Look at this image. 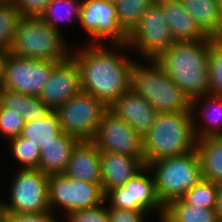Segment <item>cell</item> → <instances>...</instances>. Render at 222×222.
I'll list each match as a JSON object with an SVG mask.
<instances>
[{
  "label": "cell",
  "instance_id": "32",
  "mask_svg": "<svg viewBox=\"0 0 222 222\" xmlns=\"http://www.w3.org/2000/svg\"><path fill=\"white\" fill-rule=\"evenodd\" d=\"M209 94L222 97V39L210 48Z\"/></svg>",
  "mask_w": 222,
  "mask_h": 222
},
{
  "label": "cell",
  "instance_id": "29",
  "mask_svg": "<svg viewBox=\"0 0 222 222\" xmlns=\"http://www.w3.org/2000/svg\"><path fill=\"white\" fill-rule=\"evenodd\" d=\"M10 157L17 163L18 169L38 168L40 148L21 136L7 141ZM14 157V158H13Z\"/></svg>",
  "mask_w": 222,
  "mask_h": 222
},
{
  "label": "cell",
  "instance_id": "41",
  "mask_svg": "<svg viewBox=\"0 0 222 222\" xmlns=\"http://www.w3.org/2000/svg\"><path fill=\"white\" fill-rule=\"evenodd\" d=\"M18 0H0V4H13L16 5Z\"/></svg>",
  "mask_w": 222,
  "mask_h": 222
},
{
  "label": "cell",
  "instance_id": "2",
  "mask_svg": "<svg viewBox=\"0 0 222 222\" xmlns=\"http://www.w3.org/2000/svg\"><path fill=\"white\" fill-rule=\"evenodd\" d=\"M218 39L175 42L154 60L191 100L209 94L210 48Z\"/></svg>",
  "mask_w": 222,
  "mask_h": 222
},
{
  "label": "cell",
  "instance_id": "19",
  "mask_svg": "<svg viewBox=\"0 0 222 222\" xmlns=\"http://www.w3.org/2000/svg\"><path fill=\"white\" fill-rule=\"evenodd\" d=\"M64 175L77 181L101 184V152L92 141L78 142Z\"/></svg>",
  "mask_w": 222,
  "mask_h": 222
},
{
  "label": "cell",
  "instance_id": "14",
  "mask_svg": "<svg viewBox=\"0 0 222 222\" xmlns=\"http://www.w3.org/2000/svg\"><path fill=\"white\" fill-rule=\"evenodd\" d=\"M100 152H114L139 157L144 162L143 138L123 119L107 110L92 140Z\"/></svg>",
  "mask_w": 222,
  "mask_h": 222
},
{
  "label": "cell",
  "instance_id": "35",
  "mask_svg": "<svg viewBox=\"0 0 222 222\" xmlns=\"http://www.w3.org/2000/svg\"><path fill=\"white\" fill-rule=\"evenodd\" d=\"M149 215L146 212L109 207V222H145Z\"/></svg>",
  "mask_w": 222,
  "mask_h": 222
},
{
  "label": "cell",
  "instance_id": "18",
  "mask_svg": "<svg viewBox=\"0 0 222 222\" xmlns=\"http://www.w3.org/2000/svg\"><path fill=\"white\" fill-rule=\"evenodd\" d=\"M191 114L197 140L222 136V97L207 94L193 99Z\"/></svg>",
  "mask_w": 222,
  "mask_h": 222
},
{
  "label": "cell",
  "instance_id": "37",
  "mask_svg": "<svg viewBox=\"0 0 222 222\" xmlns=\"http://www.w3.org/2000/svg\"><path fill=\"white\" fill-rule=\"evenodd\" d=\"M51 0H18L15 7L21 16H40Z\"/></svg>",
  "mask_w": 222,
  "mask_h": 222
},
{
  "label": "cell",
  "instance_id": "9",
  "mask_svg": "<svg viewBox=\"0 0 222 222\" xmlns=\"http://www.w3.org/2000/svg\"><path fill=\"white\" fill-rule=\"evenodd\" d=\"M107 110L108 107L102 101L81 91L54 111L58 115L63 132L79 141H92Z\"/></svg>",
  "mask_w": 222,
  "mask_h": 222
},
{
  "label": "cell",
  "instance_id": "7",
  "mask_svg": "<svg viewBox=\"0 0 222 222\" xmlns=\"http://www.w3.org/2000/svg\"><path fill=\"white\" fill-rule=\"evenodd\" d=\"M9 195L2 200L6 213L37 214L51 211L48 195L49 176L37 168L17 169L13 173Z\"/></svg>",
  "mask_w": 222,
  "mask_h": 222
},
{
  "label": "cell",
  "instance_id": "10",
  "mask_svg": "<svg viewBox=\"0 0 222 222\" xmlns=\"http://www.w3.org/2000/svg\"><path fill=\"white\" fill-rule=\"evenodd\" d=\"M48 195L50 210L55 214L58 210L57 215L63 217L68 212L95 207L105 202L101 184L77 181L64 174L49 175Z\"/></svg>",
  "mask_w": 222,
  "mask_h": 222
},
{
  "label": "cell",
  "instance_id": "16",
  "mask_svg": "<svg viewBox=\"0 0 222 222\" xmlns=\"http://www.w3.org/2000/svg\"><path fill=\"white\" fill-rule=\"evenodd\" d=\"M108 110L126 121L142 138L151 130L157 115L154 107L131 89L116 98Z\"/></svg>",
  "mask_w": 222,
  "mask_h": 222
},
{
  "label": "cell",
  "instance_id": "39",
  "mask_svg": "<svg viewBox=\"0 0 222 222\" xmlns=\"http://www.w3.org/2000/svg\"><path fill=\"white\" fill-rule=\"evenodd\" d=\"M215 211L217 212L219 219H222V184H219Z\"/></svg>",
  "mask_w": 222,
  "mask_h": 222
},
{
  "label": "cell",
  "instance_id": "30",
  "mask_svg": "<svg viewBox=\"0 0 222 222\" xmlns=\"http://www.w3.org/2000/svg\"><path fill=\"white\" fill-rule=\"evenodd\" d=\"M218 190L219 184L202 178L181 199L190 206L215 209Z\"/></svg>",
  "mask_w": 222,
  "mask_h": 222
},
{
  "label": "cell",
  "instance_id": "8",
  "mask_svg": "<svg viewBox=\"0 0 222 222\" xmlns=\"http://www.w3.org/2000/svg\"><path fill=\"white\" fill-rule=\"evenodd\" d=\"M174 43L171 29L163 15V8L155 0L128 34L126 45L134 56L138 55L135 59L148 60L155 59Z\"/></svg>",
  "mask_w": 222,
  "mask_h": 222
},
{
  "label": "cell",
  "instance_id": "25",
  "mask_svg": "<svg viewBox=\"0 0 222 222\" xmlns=\"http://www.w3.org/2000/svg\"><path fill=\"white\" fill-rule=\"evenodd\" d=\"M61 132L58 115L54 110H51L46 116L36 121L25 122L20 136L41 149Z\"/></svg>",
  "mask_w": 222,
  "mask_h": 222
},
{
  "label": "cell",
  "instance_id": "4",
  "mask_svg": "<svg viewBox=\"0 0 222 222\" xmlns=\"http://www.w3.org/2000/svg\"><path fill=\"white\" fill-rule=\"evenodd\" d=\"M130 89L145 98L157 113L191 112L192 100L154 59L134 62L130 72Z\"/></svg>",
  "mask_w": 222,
  "mask_h": 222
},
{
  "label": "cell",
  "instance_id": "26",
  "mask_svg": "<svg viewBox=\"0 0 222 222\" xmlns=\"http://www.w3.org/2000/svg\"><path fill=\"white\" fill-rule=\"evenodd\" d=\"M161 222H220V219L215 209L190 206L179 198L165 206Z\"/></svg>",
  "mask_w": 222,
  "mask_h": 222
},
{
  "label": "cell",
  "instance_id": "15",
  "mask_svg": "<svg viewBox=\"0 0 222 222\" xmlns=\"http://www.w3.org/2000/svg\"><path fill=\"white\" fill-rule=\"evenodd\" d=\"M81 91L80 70L71 56L54 67L38 98L51 110H55Z\"/></svg>",
  "mask_w": 222,
  "mask_h": 222
},
{
  "label": "cell",
  "instance_id": "17",
  "mask_svg": "<svg viewBox=\"0 0 222 222\" xmlns=\"http://www.w3.org/2000/svg\"><path fill=\"white\" fill-rule=\"evenodd\" d=\"M144 167L145 163L139 157L122 153L101 152V186L104 194L124 186Z\"/></svg>",
  "mask_w": 222,
  "mask_h": 222
},
{
  "label": "cell",
  "instance_id": "11",
  "mask_svg": "<svg viewBox=\"0 0 222 222\" xmlns=\"http://www.w3.org/2000/svg\"><path fill=\"white\" fill-rule=\"evenodd\" d=\"M88 34L86 44H125L128 34L121 28L111 0H83L78 22Z\"/></svg>",
  "mask_w": 222,
  "mask_h": 222
},
{
  "label": "cell",
  "instance_id": "3",
  "mask_svg": "<svg viewBox=\"0 0 222 222\" xmlns=\"http://www.w3.org/2000/svg\"><path fill=\"white\" fill-rule=\"evenodd\" d=\"M196 143L191 112L157 113L151 130L143 137L145 166L191 152Z\"/></svg>",
  "mask_w": 222,
  "mask_h": 222
},
{
  "label": "cell",
  "instance_id": "34",
  "mask_svg": "<svg viewBox=\"0 0 222 222\" xmlns=\"http://www.w3.org/2000/svg\"><path fill=\"white\" fill-rule=\"evenodd\" d=\"M63 222H109V206L106 202L95 207L68 212Z\"/></svg>",
  "mask_w": 222,
  "mask_h": 222
},
{
  "label": "cell",
  "instance_id": "21",
  "mask_svg": "<svg viewBox=\"0 0 222 222\" xmlns=\"http://www.w3.org/2000/svg\"><path fill=\"white\" fill-rule=\"evenodd\" d=\"M79 140L65 132H61L53 141L40 149L38 168L46 175L64 174L70 154Z\"/></svg>",
  "mask_w": 222,
  "mask_h": 222
},
{
  "label": "cell",
  "instance_id": "27",
  "mask_svg": "<svg viewBox=\"0 0 222 222\" xmlns=\"http://www.w3.org/2000/svg\"><path fill=\"white\" fill-rule=\"evenodd\" d=\"M82 2L83 0H51L40 17L49 26L63 33V23L65 26L66 23L79 22Z\"/></svg>",
  "mask_w": 222,
  "mask_h": 222
},
{
  "label": "cell",
  "instance_id": "13",
  "mask_svg": "<svg viewBox=\"0 0 222 222\" xmlns=\"http://www.w3.org/2000/svg\"><path fill=\"white\" fill-rule=\"evenodd\" d=\"M58 63L23 58L8 52L2 88L38 97Z\"/></svg>",
  "mask_w": 222,
  "mask_h": 222
},
{
  "label": "cell",
  "instance_id": "1",
  "mask_svg": "<svg viewBox=\"0 0 222 222\" xmlns=\"http://www.w3.org/2000/svg\"><path fill=\"white\" fill-rule=\"evenodd\" d=\"M78 44L72 48L81 76L82 91L102 101L107 107L130 89L131 59L125 44ZM130 55H128V53Z\"/></svg>",
  "mask_w": 222,
  "mask_h": 222
},
{
  "label": "cell",
  "instance_id": "23",
  "mask_svg": "<svg viewBox=\"0 0 222 222\" xmlns=\"http://www.w3.org/2000/svg\"><path fill=\"white\" fill-rule=\"evenodd\" d=\"M0 107L18 112L25 122L46 116L51 109L38 97L0 88Z\"/></svg>",
  "mask_w": 222,
  "mask_h": 222
},
{
  "label": "cell",
  "instance_id": "24",
  "mask_svg": "<svg viewBox=\"0 0 222 222\" xmlns=\"http://www.w3.org/2000/svg\"><path fill=\"white\" fill-rule=\"evenodd\" d=\"M202 178L222 184V136L197 140Z\"/></svg>",
  "mask_w": 222,
  "mask_h": 222
},
{
  "label": "cell",
  "instance_id": "40",
  "mask_svg": "<svg viewBox=\"0 0 222 222\" xmlns=\"http://www.w3.org/2000/svg\"><path fill=\"white\" fill-rule=\"evenodd\" d=\"M0 222H9L8 214L4 211L0 213Z\"/></svg>",
  "mask_w": 222,
  "mask_h": 222
},
{
  "label": "cell",
  "instance_id": "33",
  "mask_svg": "<svg viewBox=\"0 0 222 222\" xmlns=\"http://www.w3.org/2000/svg\"><path fill=\"white\" fill-rule=\"evenodd\" d=\"M24 125L25 121L18 112L0 107V136L4 142L20 136Z\"/></svg>",
  "mask_w": 222,
  "mask_h": 222
},
{
  "label": "cell",
  "instance_id": "43",
  "mask_svg": "<svg viewBox=\"0 0 222 222\" xmlns=\"http://www.w3.org/2000/svg\"><path fill=\"white\" fill-rule=\"evenodd\" d=\"M2 212V200H0V213Z\"/></svg>",
  "mask_w": 222,
  "mask_h": 222
},
{
  "label": "cell",
  "instance_id": "22",
  "mask_svg": "<svg viewBox=\"0 0 222 222\" xmlns=\"http://www.w3.org/2000/svg\"><path fill=\"white\" fill-rule=\"evenodd\" d=\"M186 11L210 37L222 39V13L217 0H182Z\"/></svg>",
  "mask_w": 222,
  "mask_h": 222
},
{
  "label": "cell",
  "instance_id": "28",
  "mask_svg": "<svg viewBox=\"0 0 222 222\" xmlns=\"http://www.w3.org/2000/svg\"><path fill=\"white\" fill-rule=\"evenodd\" d=\"M155 0H115L116 13L121 28L129 34Z\"/></svg>",
  "mask_w": 222,
  "mask_h": 222
},
{
  "label": "cell",
  "instance_id": "12",
  "mask_svg": "<svg viewBox=\"0 0 222 222\" xmlns=\"http://www.w3.org/2000/svg\"><path fill=\"white\" fill-rule=\"evenodd\" d=\"M105 202L115 209L141 211L151 215L154 213L153 216L159 215L160 222L165 211V206L156 193L153 175L147 166L124 186L110 190L105 195Z\"/></svg>",
  "mask_w": 222,
  "mask_h": 222
},
{
  "label": "cell",
  "instance_id": "20",
  "mask_svg": "<svg viewBox=\"0 0 222 222\" xmlns=\"http://www.w3.org/2000/svg\"><path fill=\"white\" fill-rule=\"evenodd\" d=\"M162 8L175 42H194L209 39L186 11L182 0H157Z\"/></svg>",
  "mask_w": 222,
  "mask_h": 222
},
{
  "label": "cell",
  "instance_id": "42",
  "mask_svg": "<svg viewBox=\"0 0 222 222\" xmlns=\"http://www.w3.org/2000/svg\"><path fill=\"white\" fill-rule=\"evenodd\" d=\"M218 2V5H219V8H220V11L222 13V0H217Z\"/></svg>",
  "mask_w": 222,
  "mask_h": 222
},
{
  "label": "cell",
  "instance_id": "31",
  "mask_svg": "<svg viewBox=\"0 0 222 222\" xmlns=\"http://www.w3.org/2000/svg\"><path fill=\"white\" fill-rule=\"evenodd\" d=\"M21 15L13 4H0V50L9 52Z\"/></svg>",
  "mask_w": 222,
  "mask_h": 222
},
{
  "label": "cell",
  "instance_id": "36",
  "mask_svg": "<svg viewBox=\"0 0 222 222\" xmlns=\"http://www.w3.org/2000/svg\"><path fill=\"white\" fill-rule=\"evenodd\" d=\"M7 214L9 217V222H60L63 220V218H60V216L53 213L52 211L37 213V214H23V213H7Z\"/></svg>",
  "mask_w": 222,
  "mask_h": 222
},
{
  "label": "cell",
  "instance_id": "6",
  "mask_svg": "<svg viewBox=\"0 0 222 222\" xmlns=\"http://www.w3.org/2000/svg\"><path fill=\"white\" fill-rule=\"evenodd\" d=\"M158 198L164 206L181 198L201 179V164L196 149L183 155L149 163Z\"/></svg>",
  "mask_w": 222,
  "mask_h": 222
},
{
  "label": "cell",
  "instance_id": "38",
  "mask_svg": "<svg viewBox=\"0 0 222 222\" xmlns=\"http://www.w3.org/2000/svg\"><path fill=\"white\" fill-rule=\"evenodd\" d=\"M7 53L6 51L0 50V88L3 85L4 79V70H5V63L7 60Z\"/></svg>",
  "mask_w": 222,
  "mask_h": 222
},
{
  "label": "cell",
  "instance_id": "5",
  "mask_svg": "<svg viewBox=\"0 0 222 222\" xmlns=\"http://www.w3.org/2000/svg\"><path fill=\"white\" fill-rule=\"evenodd\" d=\"M66 37L40 16H21L9 52L35 60L65 61L72 56L73 48Z\"/></svg>",
  "mask_w": 222,
  "mask_h": 222
}]
</instances>
